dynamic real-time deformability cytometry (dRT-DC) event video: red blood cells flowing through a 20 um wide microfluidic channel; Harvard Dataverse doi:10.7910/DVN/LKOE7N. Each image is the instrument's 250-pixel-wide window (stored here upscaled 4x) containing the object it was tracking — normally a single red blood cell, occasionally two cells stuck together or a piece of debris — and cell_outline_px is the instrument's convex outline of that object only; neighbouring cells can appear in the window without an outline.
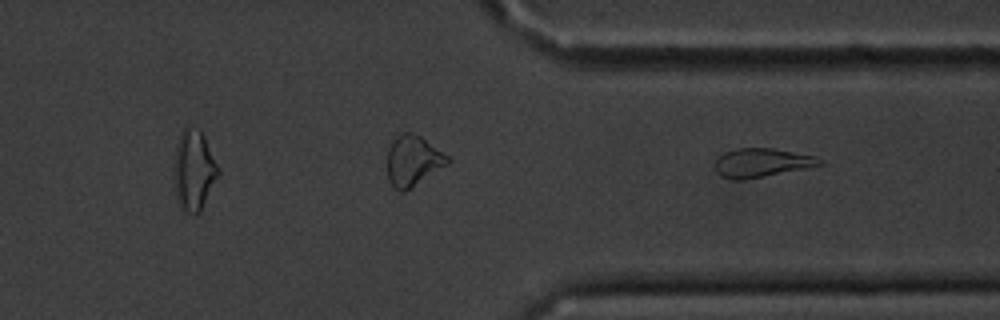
{"species": "common noctule bat (a hibernating species)", "species_latin": "Nyctalus noctula", "temperature_condition": "cold", "stored_images_in_passage": 10, "camera_frame_rate_fps": 3000, "um_per_image_px": 0.085, "animal": {"sex": "male", "body_mass_g": 20.1, "forearm_length_mm": 53.5}, "frame": {"image": 1, "passage_image": 10, "time_ms": 11.333, "image_size_px": [1000, 320], "cell_outline_px": [[824, 164], [744, 180], [732, 180], [720, 176], [716, 172], [716, 160], [724, 152], [736, 148], [772, 148], [816, 156], [824, 160]], "centroid_in_image_um": [64.73, 13.83], "position_along_channel_um": 346.7, "area_um2": 17.51}}